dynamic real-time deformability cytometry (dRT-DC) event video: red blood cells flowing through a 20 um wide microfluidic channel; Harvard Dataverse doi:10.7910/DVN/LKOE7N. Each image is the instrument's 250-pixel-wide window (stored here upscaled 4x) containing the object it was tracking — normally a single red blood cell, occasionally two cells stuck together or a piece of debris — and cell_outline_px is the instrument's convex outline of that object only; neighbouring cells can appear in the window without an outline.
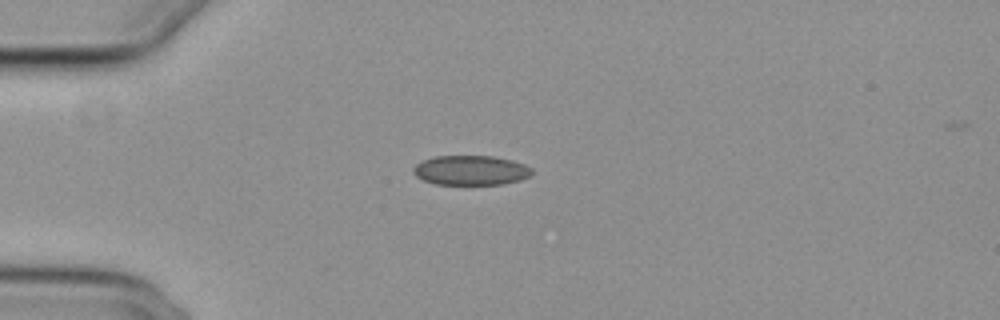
{"species": "common noctule bat (a hibernating species)", "species_latin": "Nyctalus noctula", "temperature_condition": "cold", "stored_images_in_passage": 7, "camera_frame_rate_fps": 3000, "um_per_image_px": 0.085, "animal": {"sex": "female", "body_mass_g": 29.2, "forearm_length_mm": 56.3}, "frame": {"image": 1, "passage_image": 1, "time_ms": 0.0, "image_size_px": [1000, 320], "cell_outline_px": [[532, 172], [528, 176], [520, 180], [504, 184], [436, 184], [424, 180], [416, 176], [412, 172], [412, 168], [416, 164], [424, 160], [436, 156], [492, 156], [512, 160], [524, 164], [532, 168]], "centroid_in_image_um": [40.01, 14.47], "position_along_channel_um": 45.0, "area_um2": 20.4}}
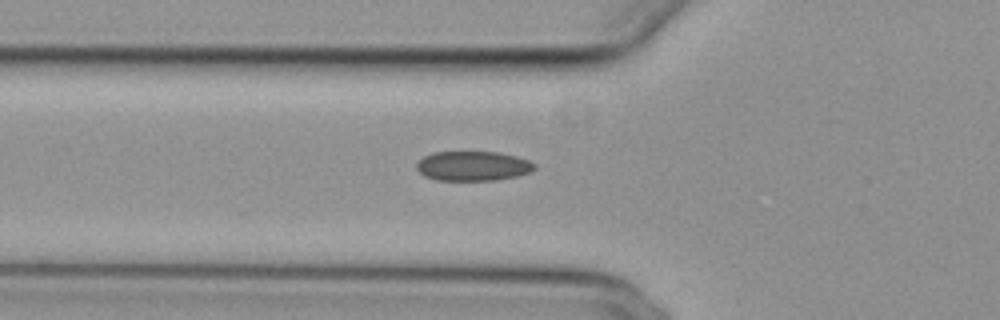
{"frame": {"image": 2, "passage_image": 6, "time_ms": 1.667, "image_size_px": [1000, 320], "cell_outline_px": [[536, 168], [532, 172], [516, 176], [496, 180], [436, 180], [424, 176], [416, 168], [416, 164], [424, 156], [432, 152], [496, 152], [516, 156], [528, 160], [536, 164]], "centroid_in_image_um": [40.21, 14.11], "position_along_channel_um": 85.6, "area_um2": 20.4}}